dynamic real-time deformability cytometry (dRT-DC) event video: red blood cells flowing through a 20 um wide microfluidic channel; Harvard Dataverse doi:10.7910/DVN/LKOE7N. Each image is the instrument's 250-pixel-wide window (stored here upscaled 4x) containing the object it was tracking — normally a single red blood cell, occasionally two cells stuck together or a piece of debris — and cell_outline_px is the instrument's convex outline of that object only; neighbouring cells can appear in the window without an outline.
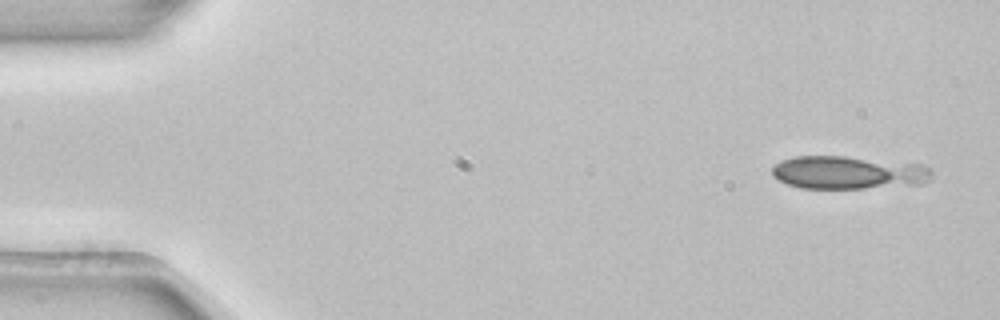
{"species": "common noctule bat (a hibernating species)", "species_latin": "Nyctalus noctula", "temperature_condition": "room temperature", "stored_images_in_passage": 5, "camera_frame_rate_fps": 3000, "um_per_image_px": 0.085, "animal": {"sex": "female", "body_mass_g": 22.7, "forearm_length_mm": 54.2}, "frame": {"image": 1, "passage_image": 1, "time_ms": 0.0, "image_size_px": [1000, 320], "cell_outline_px": [[932, 180], [920, 184], [864, 188], [800, 188], [788, 184], [772, 176], [772, 168], [780, 160], [796, 156], [844, 156], [924, 164], [932, 168]], "centroid_in_image_um": [72.15, 14.66], "position_along_channel_um": 12.9, "area_um2": 30.98}}